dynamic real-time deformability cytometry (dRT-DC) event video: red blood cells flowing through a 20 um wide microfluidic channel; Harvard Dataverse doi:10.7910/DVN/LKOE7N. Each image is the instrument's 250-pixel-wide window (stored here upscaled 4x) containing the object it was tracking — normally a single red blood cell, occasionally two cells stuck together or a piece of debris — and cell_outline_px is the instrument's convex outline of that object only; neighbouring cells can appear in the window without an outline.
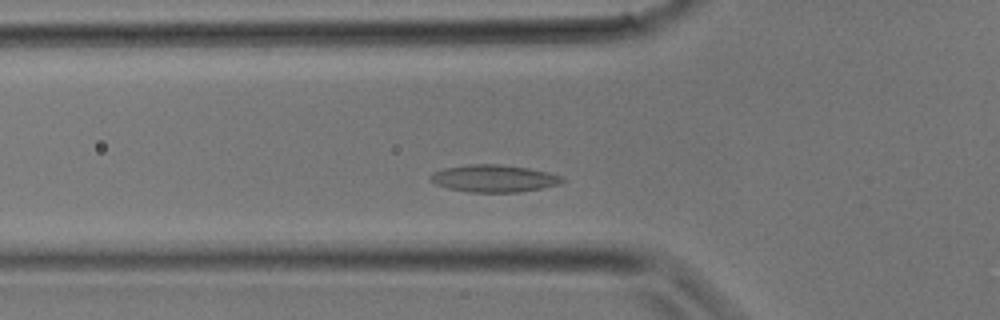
{"species": "common noctule bat (a hibernating species)", "species_latin": "Nyctalus noctula", "temperature_condition": "room temperature", "stored_images_in_passage": 27, "camera_frame_rate_fps": 3000, "um_per_image_px": 0.085, "animal": {"sex": "male", "body_mass_g": 17.9}, "frame": {"image": 1, "passage_image": 6, "time_ms": 1.667, "image_size_px": [1000, 320], "cell_outline_px": [[564, 180], [560, 184], [540, 188], [516, 192], [468, 192], [448, 188], [436, 184], [428, 176], [432, 172], [444, 168], [472, 164], [496, 164], [528, 168], [548, 172], [560, 176]], "centroid_in_image_um": [41.95, 15.16], "position_along_channel_um": 83.9, "area_um2": 20.69}}
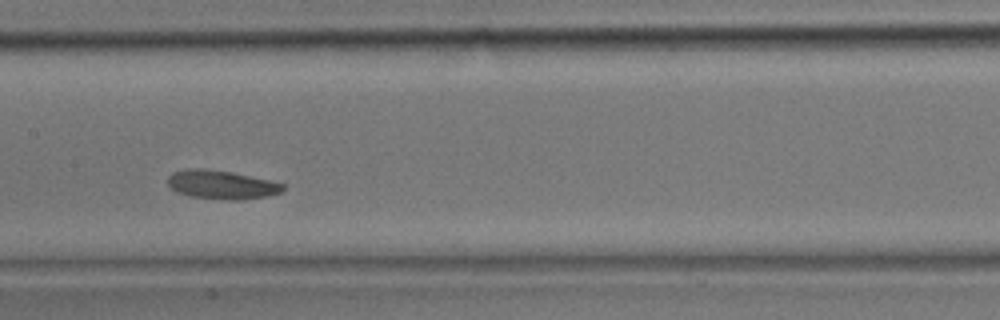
{"frame": {"image": 2, "passage_image": 11, "time_ms": 3.333, "image_size_px": [1000, 320], "cell_outline_px": [[284, 188], [280, 192], [268, 196], [240, 200], [232, 200], [192, 196], [176, 192], [168, 184], [168, 176], [172, 172], [188, 168], [200, 168], [232, 172], [268, 180], [284, 184]], "centroid_in_image_um": [18.81, 15.69], "position_along_channel_um": 188.6, "area_um2": 19.07}}
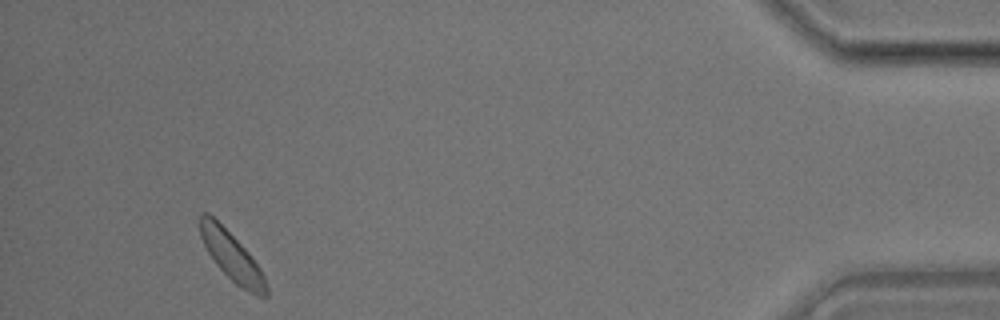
{"frame": {"image": 3, "passage_image": 25, "time_ms": 8.0, "image_size_px": [1000, 320], "cell_outline_px": [[268, 296], [264, 300], [256, 296], [236, 284], [216, 264], [208, 252], [200, 236], [200, 212], [208, 212], [248, 252], [260, 268], [264, 276], [268, 288]], "centroid_in_image_um": [19.73, 21.84], "position_along_channel_um": 415.5, "area_um2": 18.5}}